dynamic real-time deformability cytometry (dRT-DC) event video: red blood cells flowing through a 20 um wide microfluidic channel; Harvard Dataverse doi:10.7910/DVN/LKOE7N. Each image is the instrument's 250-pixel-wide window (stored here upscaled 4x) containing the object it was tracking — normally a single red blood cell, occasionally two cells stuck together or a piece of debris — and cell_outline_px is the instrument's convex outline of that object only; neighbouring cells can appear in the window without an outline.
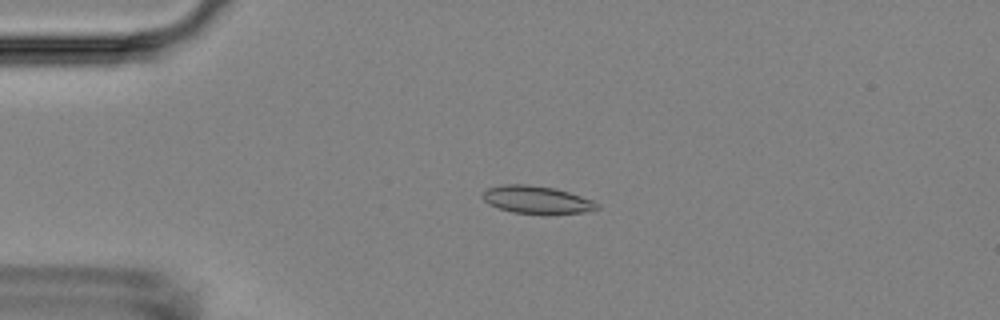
{"species": "Egyptian fruit bat (a non-hibernating species)", "species_latin": "Rousettus aegyptiacus", "temperature_condition": "room temperature", "stored_images_in_passage": 27, "camera_frame_rate_fps": 3000, "um_per_image_px": 0.085, "animal": {"sex": "female"}, "frame": {"image": 1, "passage_image": 13, "time_ms": 4.0, "image_size_px": [1000, 320], "cell_outline_px": [[600, 208], [584, 212], [548, 216], [544, 216], [512, 212], [488, 204], [480, 196], [488, 188], [504, 184], [528, 184], [556, 188], [592, 200], [600, 204]], "centroid_in_image_um": [45.65, 17.01], "position_along_channel_um": 39.4, "area_um2": 19.02}}
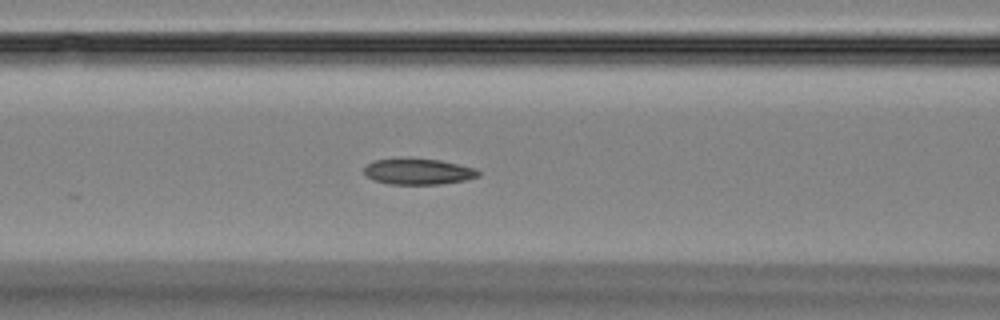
{"frame": {"image": 2, "passage_image": 23, "time_ms": 7.333, "image_size_px": [1000, 320], "cell_outline_px": [[480, 176], [464, 180], [440, 184], [388, 184], [376, 180], [368, 176], [364, 172], [364, 168], [368, 164], [376, 160], [440, 160], [476, 168], [480, 172]], "centroid_in_image_um": [35.61, 14.61], "position_along_channel_um": 131.0, "area_um2": 16.65}}
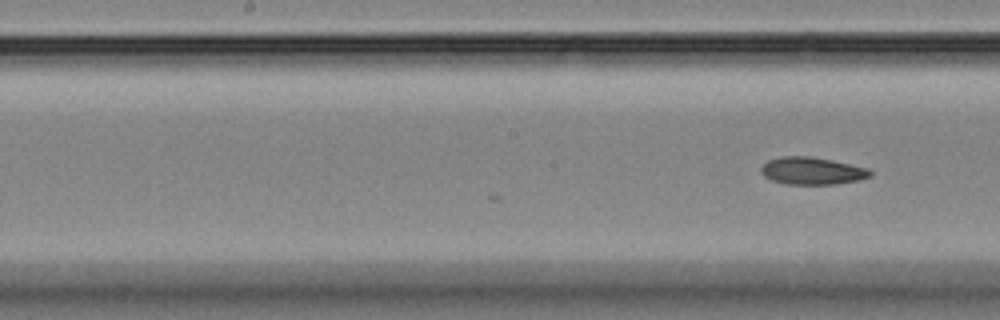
{"frame": {"image": 3, "passage_image": 27, "time_ms": 8.667, "image_size_px": [1000, 320], "cell_outline_px": [[872, 176], [860, 180], [836, 184], [784, 184], [772, 180], [764, 176], [760, 172], [760, 168], [768, 160], [780, 156], [812, 156], [832, 160], [868, 168], [872, 172]], "centroid_in_image_um": [69.03, 14.52], "position_along_channel_um": 179.2, "area_um2": 17.57}}